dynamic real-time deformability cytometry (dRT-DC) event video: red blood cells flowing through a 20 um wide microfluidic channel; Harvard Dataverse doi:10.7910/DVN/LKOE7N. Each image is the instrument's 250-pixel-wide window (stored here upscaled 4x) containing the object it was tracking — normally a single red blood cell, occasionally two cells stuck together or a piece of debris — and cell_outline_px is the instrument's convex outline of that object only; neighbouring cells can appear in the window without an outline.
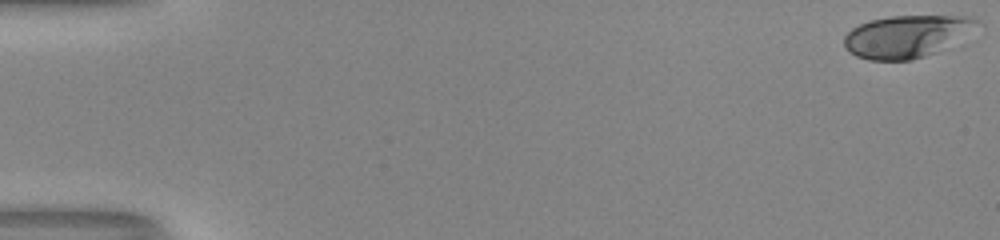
{"species": "human", "species_latin": "Homo sapiens", "temperature_condition": "room temperature", "stored_images_in_passage": 53, "camera_frame_rate_fps": 3000, "um_per_image_px": 0.085, "donor": {"sex": "male"}, "frame": {"image": 1, "passage_image": 1, "time_ms": 0.0, "image_size_px": [1000, 240], "cell_outline_px": [[984, 36], [912, 60], [868, 60], [856, 56], [848, 52], [844, 48], [844, 36], [852, 28], [860, 24], [872, 20], [892, 16], [976, 16], [984, 24]], "centroid_in_image_um": [77.39, 3.08], "position_along_channel_um": 7.6, "area_um2": 34.91}}
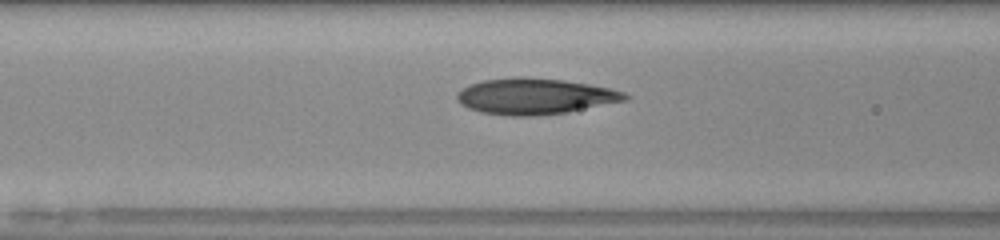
{"frame": {"image": 2, "passage_image": 23, "time_ms": 7.333, "image_size_px": [1000, 240], "cell_outline_px": [[632, 96], [628, 100], [568, 112], [536, 116], [512, 116], [480, 112], [468, 108], [460, 104], [456, 100], [456, 92], [460, 88], [468, 84], [484, 80], [520, 76], [524, 76], [564, 80], [612, 88], [624, 92]], "centroid_in_image_um": [45.46, 8.18], "position_along_channel_um": 121.1, "area_um2": 35.78}}
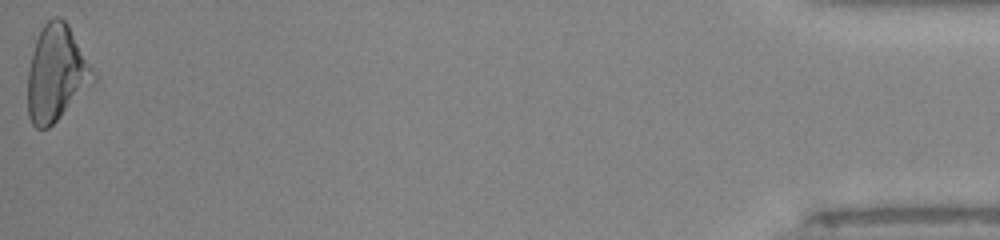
{"frame": {"image": 3, "passage_image": 53, "time_ms": 17.333, "image_size_px": [1000, 240], "cell_outline_px": [[96, 80], [48, 128], [36, 128], [32, 124], [28, 116], [28, 72], [32, 52], [40, 28], [52, 16], [60, 16], [68, 24], [92, 68], [96, 76]], "centroid_in_image_um": [4.77, 6.21], "position_along_channel_um": 430.4, "area_um2": 36.13}, "authors_computed_cell_mechanics": {"area_um2": 34.5644, "velocity_mm_per_s": 4.0726, "shape_relaxation_time_tau1_ms": 8.05, "shape_relaxation_time_tau2_ms": 1.2947, "deformation_change_tau1": 0.2767, "deformation_change_tau2": 0.076}}